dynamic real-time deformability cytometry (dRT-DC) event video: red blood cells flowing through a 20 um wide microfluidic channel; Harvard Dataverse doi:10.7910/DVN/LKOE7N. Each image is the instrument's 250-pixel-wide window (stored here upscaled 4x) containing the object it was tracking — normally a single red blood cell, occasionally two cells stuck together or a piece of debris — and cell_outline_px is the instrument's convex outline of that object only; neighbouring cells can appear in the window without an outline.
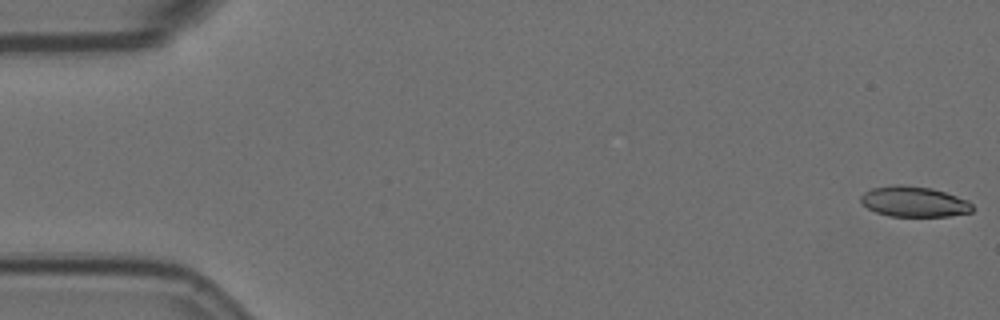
{"species": "Egyptian fruit bat (a non-hibernating species)", "species_latin": "Rousettus aegyptiacus", "temperature_condition": "room temperature", "stored_images_in_passage": 2, "camera_frame_rate_fps": 3000, "um_per_image_px": 0.085, "animal": {"sex": "female"}, "frame": {"image": 1, "passage_image": 2, "time_ms": 0.333, "image_size_px": [1000, 320], "cell_outline_px": [[972, 212], [948, 216], [888, 216], [876, 212], [868, 208], [860, 200], [860, 196], [864, 192], [872, 188], [896, 184], [900, 184], [932, 188], [968, 200], [972, 204]], "centroid_in_image_um": [77.68, 17.13], "position_along_channel_um": 7.3, "area_um2": 19.77}}